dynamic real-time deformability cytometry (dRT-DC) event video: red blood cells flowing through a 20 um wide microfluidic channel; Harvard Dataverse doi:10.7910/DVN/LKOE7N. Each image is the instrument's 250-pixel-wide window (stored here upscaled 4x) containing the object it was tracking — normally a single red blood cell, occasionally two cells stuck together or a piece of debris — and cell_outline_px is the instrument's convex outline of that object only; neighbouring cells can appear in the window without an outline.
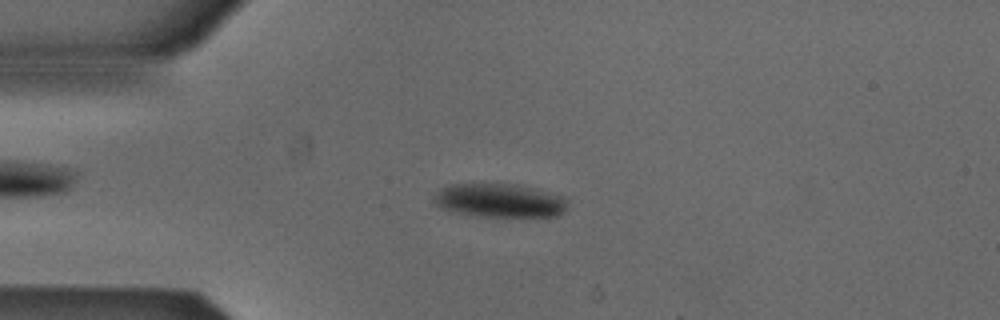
{"species": "Egyptian fruit bat (a non-hibernating species)", "species_latin": "Rousettus aegyptiacus", "temperature_condition": "cold", "stored_images_in_passage": 52, "camera_frame_rate_fps": 3000, "um_per_image_px": 0.085, "animal": {"sex": "male"}, "frame": {"image": 1, "passage_image": 12, "time_ms": 3.667, "image_size_px": [1000, 320], "cell_outline_px": [[568, 200], [564, 212], [556, 216], [472, 216], [440, 208], [432, 200], [432, 196], [436, 192], [452, 184], [516, 184], [564, 196]], "centroid_in_image_um": [42.45, 17.05], "position_along_channel_um": 42.6, "area_um2": 26.18}}
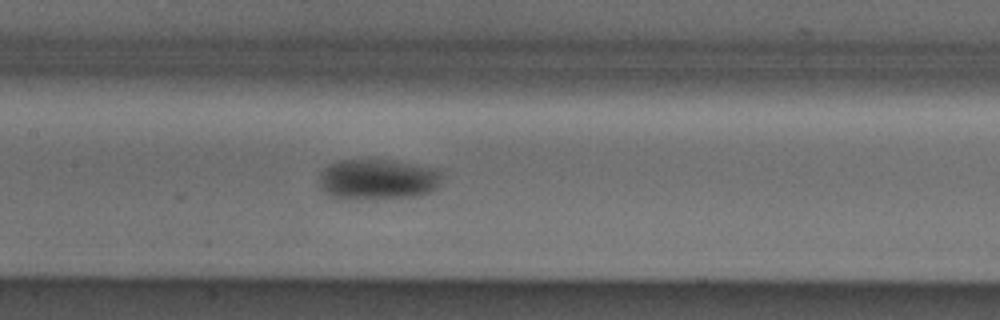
{"frame": {"image": 2, "passage_image": 24, "time_ms": 7.667, "image_size_px": [1000, 320], "cell_outline_px": [[440, 180], [436, 188], [432, 192], [416, 196], [332, 196], [324, 192], [320, 188], [320, 172], [328, 164], [336, 160], [396, 160], [436, 168], [440, 172]], "centroid_in_image_um": [32.12, 15.17], "position_along_channel_um": 175.3, "area_um2": 28.15}}
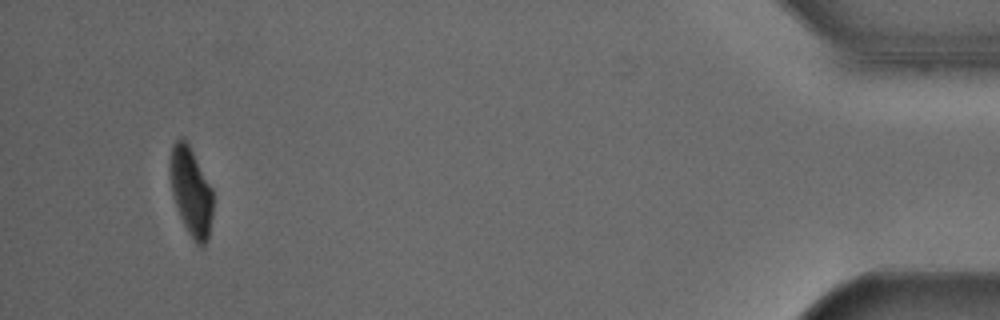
{"frame": {"image": 3, "passage_image": 49, "time_ms": 16.0, "image_size_px": [1000, 320], "cell_outline_px": [[212, 216], [208, 240], [204, 244], [196, 244], [192, 240], [180, 216], [172, 192], [168, 168], [168, 164], [172, 144], [180, 136], [188, 144], [212, 188]], "centroid_in_image_um": [16.21, 16.27], "position_along_channel_um": 419.0, "area_um2": 22.02}, "authors_computed_cell_mechanics": {"area_um2": 25.7499, "velocity_mm_per_s": 3.877, "shape_relaxation_time_tau1_ms": 5.0715, "shape_relaxation_time_tau2_ms": null, "deformation_change_tau1": 0.123, "deformation_change_tau2": null}}